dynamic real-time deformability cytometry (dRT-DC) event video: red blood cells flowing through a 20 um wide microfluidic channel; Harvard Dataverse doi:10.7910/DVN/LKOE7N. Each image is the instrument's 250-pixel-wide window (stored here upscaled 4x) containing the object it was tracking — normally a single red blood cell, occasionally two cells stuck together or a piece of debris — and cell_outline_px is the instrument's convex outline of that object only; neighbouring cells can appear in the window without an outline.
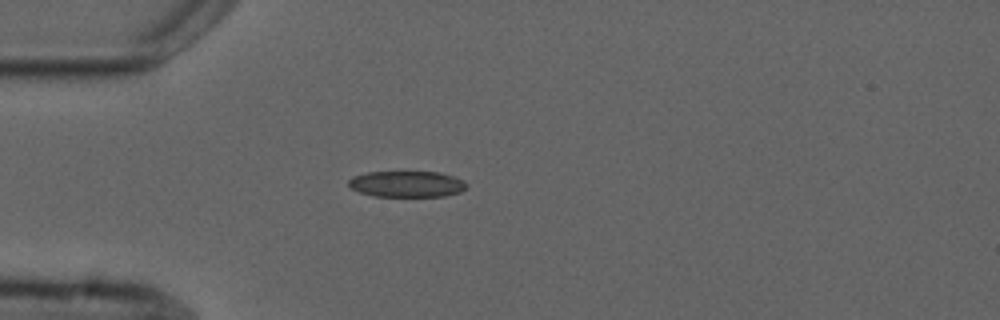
{"species": "common noctule bat (a hibernating species)", "species_latin": "Nyctalus noctula", "temperature_condition": "cold", "stored_images_in_passage": 1, "camera_frame_rate_fps": 3000, "um_per_image_px": 0.085, "animal": {"sex": "male", "forearm_length_mm": 52.5}, "frame": {"image": 1, "passage_image": 1, "time_ms": 0.0, "image_size_px": [1000, 320], "cell_outline_px": [[468, 184], [460, 192], [444, 196], [376, 196], [360, 192], [352, 188], [348, 184], [348, 180], [352, 176], [368, 172], [440, 172], [464, 180]], "centroid_in_image_um": [34.58, 15.63], "position_along_channel_um": 50.4, "area_um2": 17.86}}